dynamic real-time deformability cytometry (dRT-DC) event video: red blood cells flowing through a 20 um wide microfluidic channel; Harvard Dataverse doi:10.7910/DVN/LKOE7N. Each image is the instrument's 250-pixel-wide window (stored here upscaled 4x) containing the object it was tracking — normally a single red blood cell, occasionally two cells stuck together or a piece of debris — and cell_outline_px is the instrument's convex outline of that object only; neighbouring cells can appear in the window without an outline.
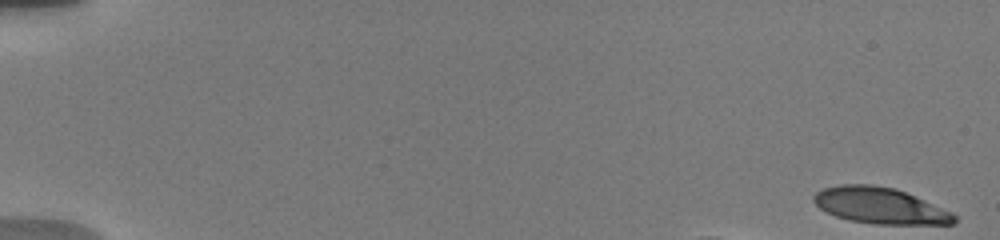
{"species": "human", "species_latin": "Homo sapiens", "temperature_condition": "warm", "stored_images_in_passage": 34, "camera_frame_rate_fps": 3000, "um_per_image_px": 0.085, "donor": {"sex": "male"}, "frame": {"image": 1, "passage_image": 1, "time_ms": 0.0, "image_size_px": [1000, 240], "cell_outline_px": [[956, 224], [876, 224], [852, 220], [836, 216], [820, 208], [812, 200], [812, 196], [816, 192], [824, 188], [840, 184], [872, 184], [896, 188], [952, 212], [956, 216]], "centroid_in_image_um": [74.8, 17.47], "position_along_channel_um": 10.2, "area_um2": 29.48}}